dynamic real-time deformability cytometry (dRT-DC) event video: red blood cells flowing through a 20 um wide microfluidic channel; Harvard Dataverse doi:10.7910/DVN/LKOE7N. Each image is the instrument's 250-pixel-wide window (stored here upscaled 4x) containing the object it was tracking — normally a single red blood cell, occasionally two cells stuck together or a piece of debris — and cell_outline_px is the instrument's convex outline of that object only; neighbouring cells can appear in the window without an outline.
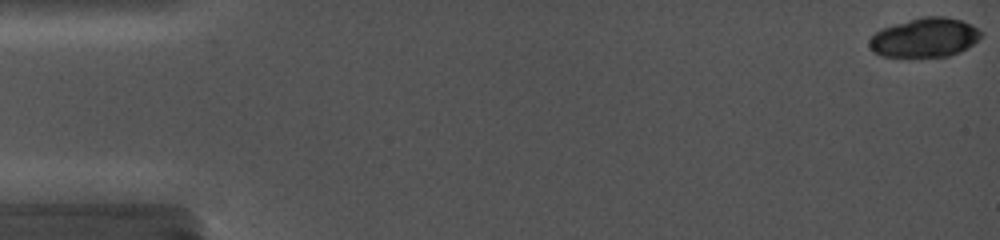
{"species": "common noctule bat (a hibernating species)", "species_latin": "Nyctalus noctula", "temperature_condition": "cold", "stored_images_in_passage": 17, "camera_frame_rate_fps": 5000, "um_per_image_px": 0.085, "animal": {"sex": "female", "body_mass_g": 19.0, "forearm_length_mm": 56.7}, "frame": {"image": 1, "passage_image": 1, "time_ms": 0.0, "image_size_px": [1000, 240], "cell_outline_px": [[984, 32], [972, 44], [948, 56], [880, 56], [872, 52], [868, 44], [868, 40], [876, 32], [884, 28], [896, 24], [924, 16], [944, 16], [960, 20], [972, 24]], "centroid_in_image_um": [78.59, 3.19], "position_along_channel_um": 6.4, "area_um2": 25.14}}
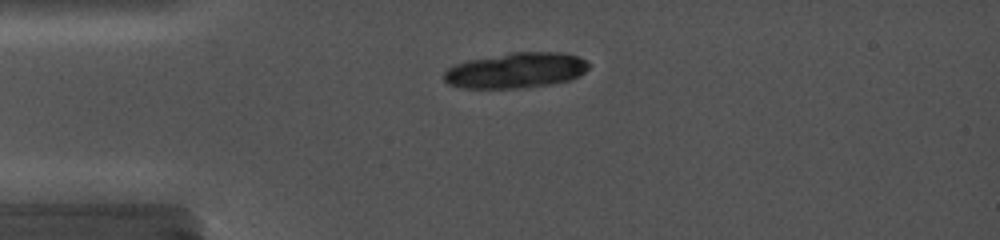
{"frame": {"image": 2, "passage_image": 14, "time_ms": 4.2, "image_size_px": [1000, 240], "cell_outline_px": [[592, 64], [580, 76], [572, 80], [548, 84], [520, 88], [464, 88], [448, 84], [444, 80], [444, 72], [448, 68], [456, 64], [468, 60], [512, 52], [564, 52], [580, 56]], "centroid_in_image_um": [43.91, 5.97], "position_along_channel_um": 41.1, "area_um2": 30.11}}